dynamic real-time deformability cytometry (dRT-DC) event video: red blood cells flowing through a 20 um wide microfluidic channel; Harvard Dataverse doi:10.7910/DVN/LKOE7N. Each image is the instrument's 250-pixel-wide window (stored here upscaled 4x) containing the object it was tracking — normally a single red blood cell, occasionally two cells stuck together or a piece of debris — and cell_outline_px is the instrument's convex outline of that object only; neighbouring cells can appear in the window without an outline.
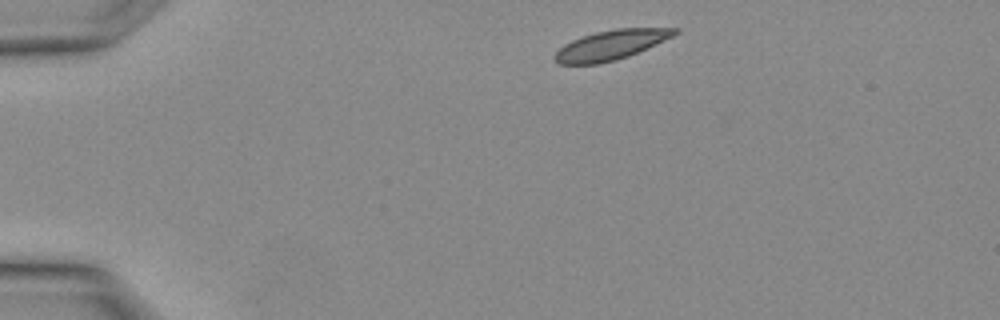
{"species": "Egyptian fruit bat (a non-hibernating species)", "species_latin": "Rousettus aegyptiacus", "temperature_condition": "warm", "stored_images_in_passage": 2, "camera_frame_rate_fps": 3000, "um_per_image_px": 0.085, "animal": {"sex": "female"}, "frame": {"image": 1, "passage_image": 1, "time_ms": 0.0, "image_size_px": [1000, 320], "cell_outline_px": [[680, 32], [656, 44], [628, 56], [616, 60], [596, 64], [560, 64], [552, 56], [564, 44], [572, 40], [596, 32], [616, 28], [680, 28]], "centroid_in_image_um": [51.93, 3.82], "position_along_channel_um": 33.1, "area_um2": 20.52}}